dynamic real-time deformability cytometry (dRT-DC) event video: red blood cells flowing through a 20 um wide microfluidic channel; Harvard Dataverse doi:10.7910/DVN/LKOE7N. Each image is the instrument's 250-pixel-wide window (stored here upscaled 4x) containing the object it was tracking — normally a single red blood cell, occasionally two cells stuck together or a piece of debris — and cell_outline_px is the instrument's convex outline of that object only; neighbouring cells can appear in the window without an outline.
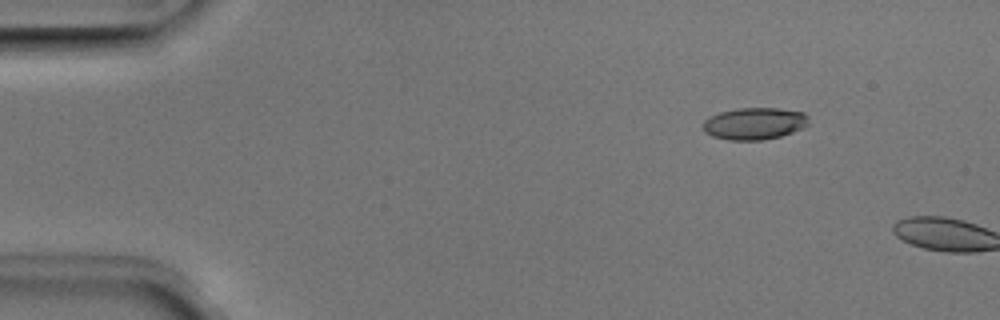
{"species": "Egyptian fruit bat (a non-hibernating species)", "species_latin": "Rousettus aegyptiacus", "temperature_condition": "room temperature", "stored_images_in_passage": 9, "camera_frame_rate_fps": 3000, "um_per_image_px": 0.085, "animal": {"sex": "male"}, "frame": {"image": 1, "passage_image": 7, "time_ms": 2.0, "image_size_px": [1000, 320], "cell_outline_px": [[808, 124], [792, 132], [780, 136], [760, 140], [728, 140], [712, 136], [704, 132], [704, 120], [708, 116], [720, 112], [736, 108], [780, 108], [804, 112], [808, 116]], "centroid_in_image_um": [64.1, 10.49], "position_along_channel_um": 20.9, "area_um2": 19.71}}